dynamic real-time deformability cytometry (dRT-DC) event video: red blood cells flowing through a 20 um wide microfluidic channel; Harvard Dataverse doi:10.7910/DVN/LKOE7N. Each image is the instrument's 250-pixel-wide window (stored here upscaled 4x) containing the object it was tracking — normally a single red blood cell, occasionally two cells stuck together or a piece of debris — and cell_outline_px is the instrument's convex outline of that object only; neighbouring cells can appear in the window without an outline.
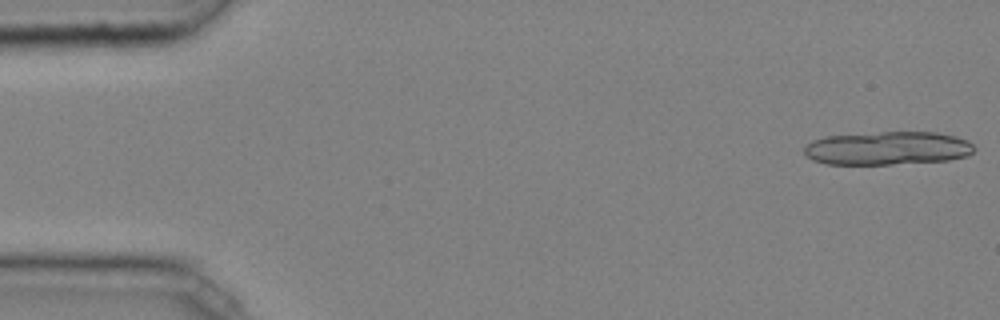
{"species": "common noctule bat (a hibernating species)", "species_latin": "Nyctalus noctula", "temperature_condition": "cold", "stored_images_in_passage": 12, "camera_frame_rate_fps": 3000, "um_per_image_px": 0.085, "animal": {"sex": "male", "body_mass_g": 20.4}, "frame": {"image": 1, "passage_image": 1, "time_ms": 0.0, "image_size_px": [1000, 320], "cell_outline_px": [[976, 148], [968, 156], [948, 160], [892, 164], [828, 164], [812, 160], [804, 152], [804, 148], [812, 140], [824, 136], [880, 132], [936, 132], [956, 136], [968, 140]], "centroid_in_image_um": [75.46, 12.59], "position_along_channel_um": 9.5, "area_um2": 33.18}}